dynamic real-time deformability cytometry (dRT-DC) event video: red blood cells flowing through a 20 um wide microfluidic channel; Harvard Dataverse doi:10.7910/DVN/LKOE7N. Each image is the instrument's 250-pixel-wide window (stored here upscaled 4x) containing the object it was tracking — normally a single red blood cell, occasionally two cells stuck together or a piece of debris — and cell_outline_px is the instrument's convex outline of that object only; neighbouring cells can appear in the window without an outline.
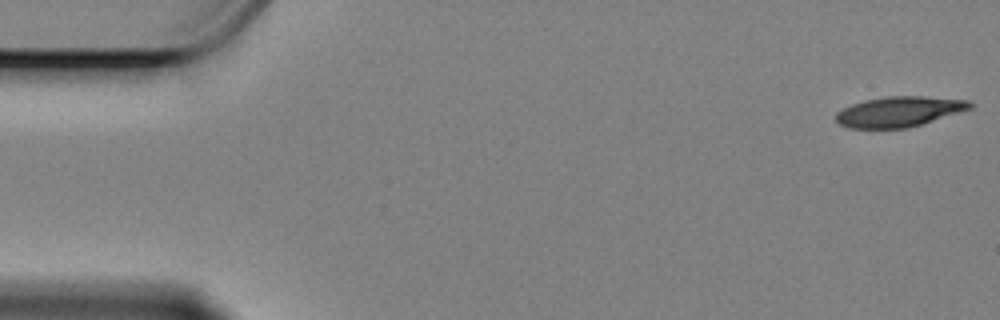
{"species": "Egyptian fruit bat (a non-hibernating species)", "species_latin": "Rousettus aegyptiacus", "temperature_condition": "cold", "stored_images_in_passage": 10, "camera_frame_rate_fps": 3000, "um_per_image_px": 0.085, "animal": {"sex": "female"}, "frame": {"image": 1, "passage_image": 1, "time_ms": 0.0, "image_size_px": [1000, 320], "cell_outline_px": [[972, 108], [908, 128], [848, 128], [840, 124], [836, 120], [836, 112], [852, 104], [864, 100], [884, 96], [924, 96], [968, 100], [972, 104]], "centroid_in_image_um": [76.4, 9.48], "position_along_channel_um": 8.6, "area_um2": 23.52}}